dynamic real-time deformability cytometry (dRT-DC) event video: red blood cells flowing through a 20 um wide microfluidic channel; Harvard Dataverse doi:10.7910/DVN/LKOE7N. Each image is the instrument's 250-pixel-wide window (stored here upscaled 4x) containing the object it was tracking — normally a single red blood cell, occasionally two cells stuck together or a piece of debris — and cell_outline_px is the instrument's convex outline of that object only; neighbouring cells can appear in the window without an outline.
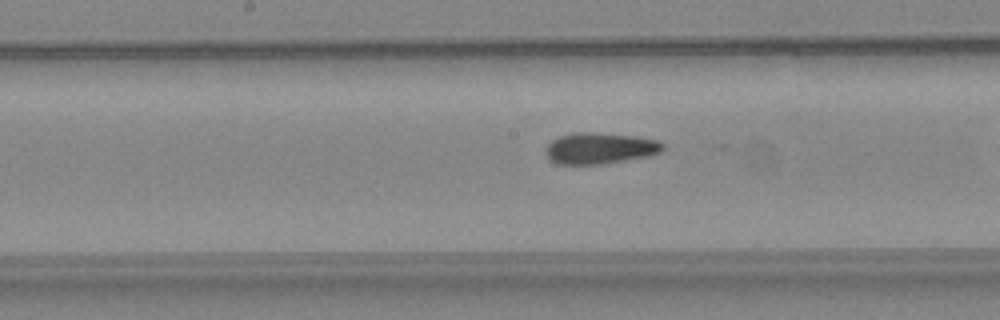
{"species": "common noctule bat (a hibernating species)", "species_latin": "Nyctalus noctula", "temperature_condition": "warm", "stored_images_in_passage": 34, "camera_frame_rate_fps": 3000, "um_per_image_px": 0.085, "animal": {"sex": "female", "body_mass_g": 24.6, "forearm_length_mm": 56.2}, "frame": {"image": 1, "passage_image": 24, "time_ms": 7.667, "image_size_px": [1000, 320], "cell_outline_px": [[664, 148], [660, 152], [648, 156], [600, 164], [556, 164], [548, 160], [544, 152], [544, 148], [552, 140], [560, 136], [572, 132], [592, 132], [636, 136], [660, 140], [664, 144]], "centroid_in_image_um": [50.95, 12.59], "position_along_channel_um": 197.2, "area_um2": 21.56}}
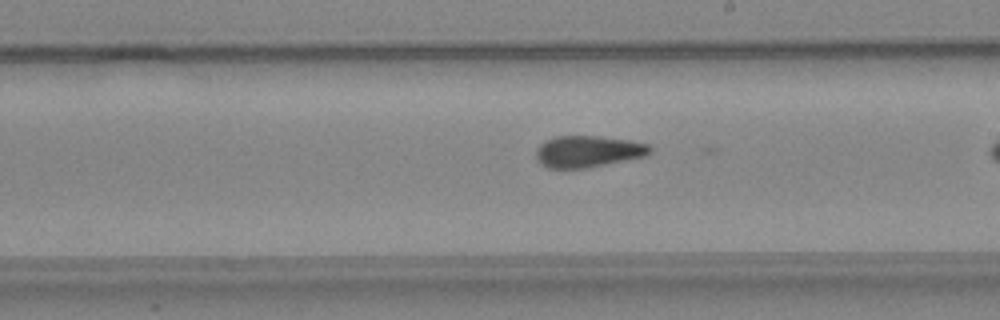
{"frame": {"image": 2, "passage_image": 27, "time_ms": 8.667, "image_size_px": [1000, 320], "cell_outline_px": [[652, 152], [648, 156], [584, 168], [548, 168], [536, 160], [536, 148], [540, 144], [556, 136], [596, 136], [628, 140], [648, 144], [652, 148]], "centroid_in_image_um": [49.99, 12.87], "position_along_channel_um": 239.0, "area_um2": 20.92}}